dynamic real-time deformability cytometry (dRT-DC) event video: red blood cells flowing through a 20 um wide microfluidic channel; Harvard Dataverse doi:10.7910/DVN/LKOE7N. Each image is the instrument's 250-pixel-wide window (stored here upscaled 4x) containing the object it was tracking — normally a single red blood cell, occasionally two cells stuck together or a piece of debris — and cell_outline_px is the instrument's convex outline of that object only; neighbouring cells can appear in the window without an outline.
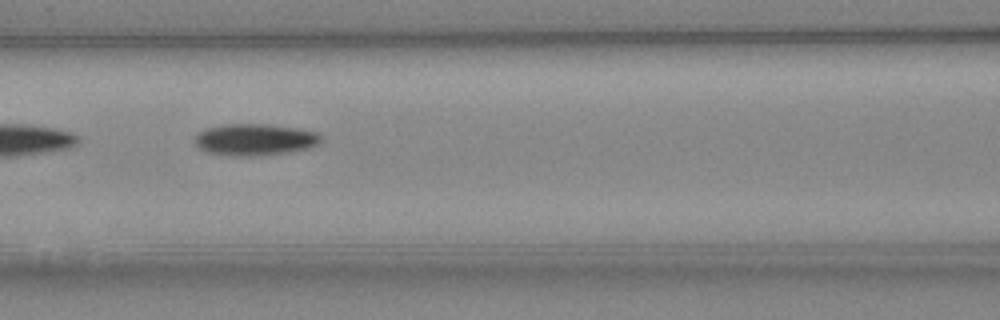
{"species": "Egyptian fruit bat (a non-hibernating species)", "species_latin": "Rousettus aegyptiacus", "temperature_condition": "cold", "stored_images_in_passage": 17, "camera_frame_rate_fps": 3000, "um_per_image_px": 0.085, "animal": {"sex": "female"}, "frame": {"image": 1, "passage_image": 6, "time_ms": 1.667, "image_size_px": [1000, 320], "cell_outline_px": [[320, 140], [316, 144], [308, 148], [288, 152], [260, 156], [232, 156], [208, 152], [200, 148], [196, 144], [196, 136], [204, 128], [224, 124], [264, 124], [296, 128], [316, 132], [320, 136]], "centroid_in_image_um": [21.63, 11.87], "position_along_channel_um": 145.0, "area_um2": 23.06}}
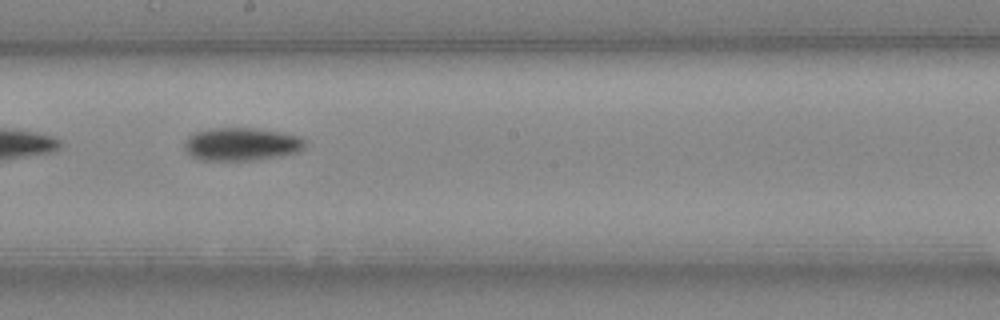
{"frame": {"image": 2, "passage_image": 12, "time_ms": 3.667, "image_size_px": [1000, 320], "cell_outline_px": [[308, 144], [304, 148], [296, 152], [276, 156], [252, 160], [200, 160], [192, 156], [184, 148], [184, 140], [188, 136], [196, 132], [212, 128], [252, 128], [280, 132], [300, 136]], "centroid_in_image_um": [20.51, 12.25], "position_along_channel_um": 227.7, "area_um2": 23.06}}
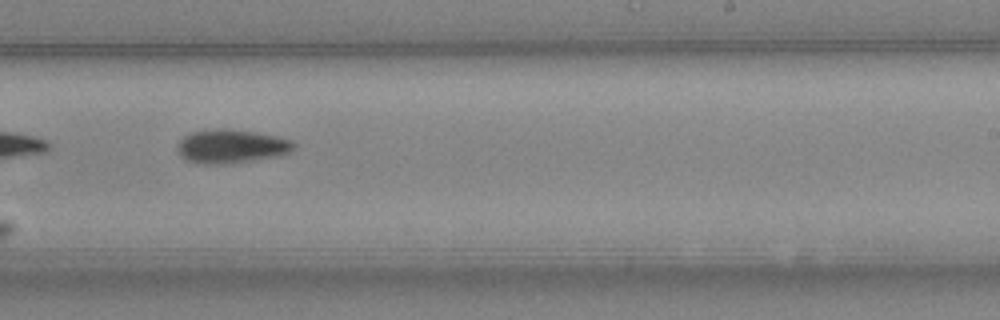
{"frame": {"image": 3, "passage_image": 15, "time_ms": 4.667, "image_size_px": [1000, 320], "cell_outline_px": [[296, 144], [292, 152], [276, 156], [252, 160], [220, 164], [200, 164], [184, 160], [180, 156], [176, 148], [180, 140], [184, 136], [192, 132], [216, 128], [232, 128], [276, 136], [292, 140]], "centroid_in_image_um": [19.63, 12.43], "position_along_channel_um": 269.4, "area_um2": 23.06}}